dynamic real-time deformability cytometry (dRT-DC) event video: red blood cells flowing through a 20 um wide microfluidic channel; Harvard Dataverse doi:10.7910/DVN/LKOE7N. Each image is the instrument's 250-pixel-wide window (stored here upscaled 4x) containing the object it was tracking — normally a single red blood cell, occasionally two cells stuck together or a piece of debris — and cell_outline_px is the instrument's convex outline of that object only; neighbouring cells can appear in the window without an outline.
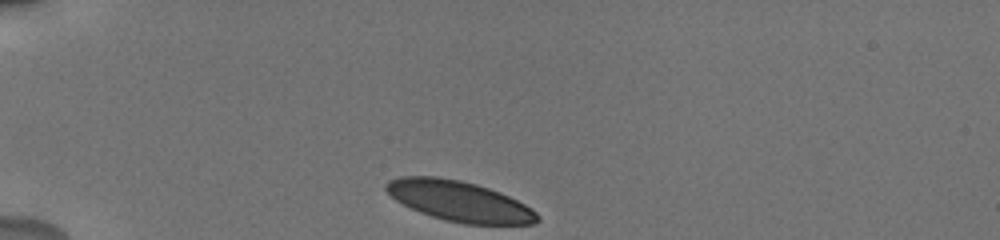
{"species": "human", "species_latin": "Homo sapiens", "temperature_condition": "cold", "stored_images_in_passage": 10, "camera_frame_rate_fps": 3000, "um_per_image_px": 0.085, "donor": {"sex": "male"}, "frame": {"image": 1, "passage_image": 1, "time_ms": 0.0, "image_size_px": [1000, 240], "cell_outline_px": [[540, 220], [536, 224], [464, 224], [444, 220], [420, 212], [396, 200], [384, 188], [384, 184], [388, 180], [400, 176], [436, 176], [460, 180], [476, 184], [500, 192], [532, 208], [540, 216]], "centroid_in_image_um": [39.05, 17.09], "position_along_channel_um": 46.0, "area_um2": 35.55}}
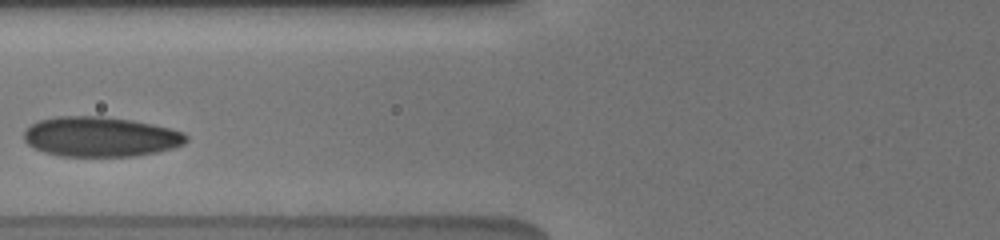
{"frame": {"image": 2, "passage_image": 6, "time_ms": 3.0, "image_size_px": [1000, 240], "cell_outline_px": [[188, 140], [184, 144], [172, 148], [156, 152], [132, 156], [60, 156], [44, 152], [28, 144], [24, 140], [24, 132], [32, 124], [40, 120], [56, 116], [100, 116], [132, 120], [152, 124], [184, 132], [188, 136]], "centroid_in_image_um": [8.55, 11.62], "position_along_channel_um": 117.3, "area_um2": 37.63}}
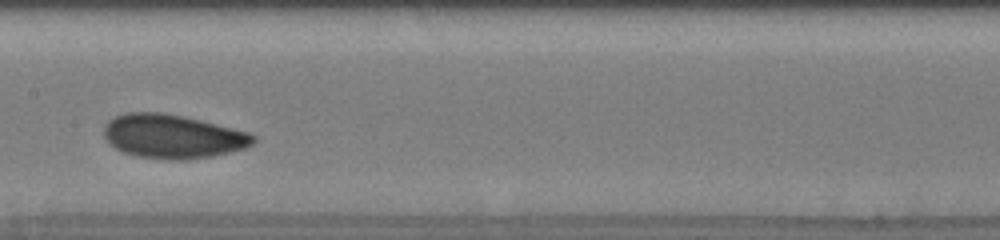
{"frame": {"image": 3, "passage_image": 9, "time_ms": 5.0, "image_size_px": [1000, 240], "cell_outline_px": [[256, 140], [252, 144], [244, 148], [212, 156], [188, 160], [172, 160], [140, 156], [124, 152], [108, 144], [104, 136], [104, 124], [108, 120], [116, 116], [128, 112], [160, 112], [184, 116], [248, 132], [256, 136]], "centroid_in_image_um": [14.65, 11.59], "position_along_channel_um": 192.7, "area_um2": 38.09}}